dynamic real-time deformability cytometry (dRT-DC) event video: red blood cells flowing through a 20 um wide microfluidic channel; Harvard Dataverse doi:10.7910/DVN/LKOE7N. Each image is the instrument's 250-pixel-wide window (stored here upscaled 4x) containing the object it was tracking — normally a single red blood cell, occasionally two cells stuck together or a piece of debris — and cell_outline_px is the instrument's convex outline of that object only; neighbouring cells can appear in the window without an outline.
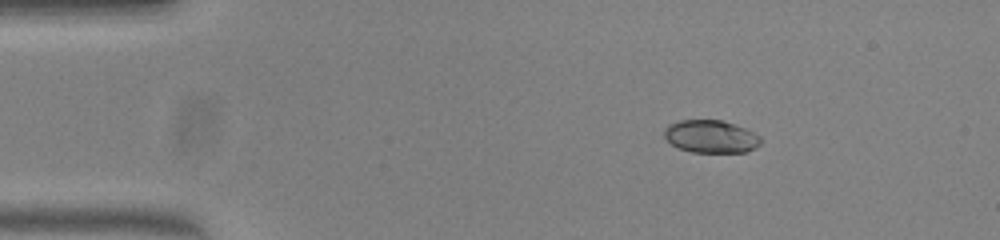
{"species": "common noctule bat (a hibernating species)", "species_latin": "Nyctalus noctula", "temperature_condition": "warm", "stored_images_in_passage": 44, "camera_frame_rate_fps": 3000, "um_per_image_px": 0.085, "animal": {"sex": "female", "body_mass_g": 23.0, "forearm_length_mm": 53.4}, "frame": {"image": 1, "passage_image": 1, "time_ms": 0.0, "image_size_px": [1000, 240], "cell_outline_px": [[760, 144], [756, 148], [744, 152], [692, 152], [680, 148], [672, 144], [664, 136], [664, 128], [668, 124], [680, 120], [720, 120], [736, 124], [748, 128], [760, 136]], "centroid_in_image_um": [60.44, 11.59], "position_along_channel_um": 24.6, "area_um2": 18.5}}
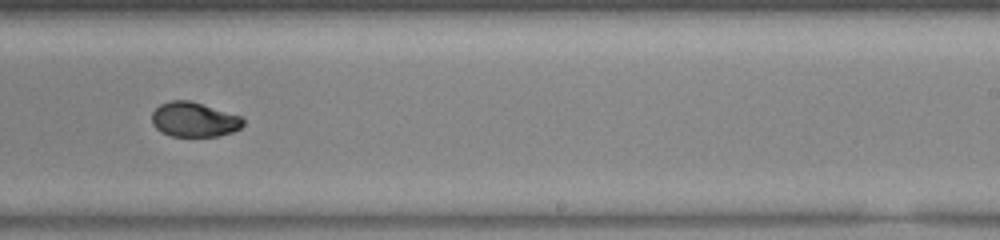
{"frame": {"image": 2, "passage_image": 25, "time_ms": 8.0, "image_size_px": [1000, 240], "cell_outline_px": [[244, 124], [240, 128], [232, 132], [216, 136], [172, 136], [160, 132], [152, 124], [152, 112], [160, 104], [172, 100], [192, 100], [244, 116]], "centroid_in_image_um": [16.52, 10.14], "position_along_channel_um": 272.5, "area_um2": 18.79}}
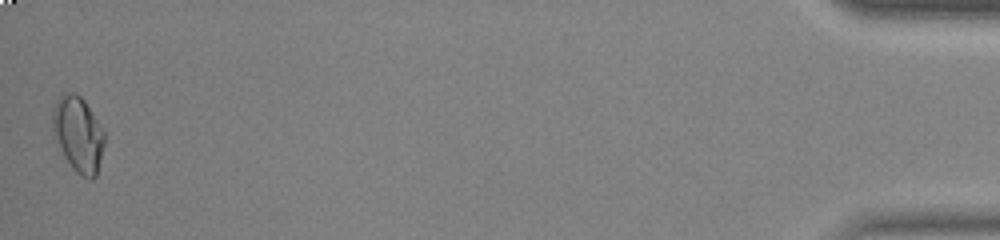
{"frame": {"image": 3, "passage_image": 44, "time_ms": 14.333, "image_size_px": [1000, 240], "cell_outline_px": [[104, 144], [96, 176], [92, 180], [80, 176], [72, 168], [64, 156], [52, 128], [52, 112], [56, 100], [64, 92], [76, 92], [84, 100], [104, 132]], "centroid_in_image_um": [6.64, 11.4], "position_along_channel_um": 428.6, "area_um2": 22.54}, "authors_computed_cell_mechanics": {"area_um2": 19.3052, "velocity_mm_per_s": 3.9925, "shape_relaxation_time_tau1_ms": 6.2962, "shape_relaxation_time_tau2_ms": 1.2785, "deformation_change_tau1": 0.1954, "deformation_change_tau2": 0.0334}}